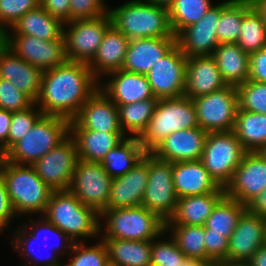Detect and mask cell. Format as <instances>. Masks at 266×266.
<instances>
[{
  "label": "cell",
  "instance_id": "cell-1",
  "mask_svg": "<svg viewBox=\"0 0 266 266\" xmlns=\"http://www.w3.org/2000/svg\"><path fill=\"white\" fill-rule=\"evenodd\" d=\"M98 88L99 81L88 64L67 60L43 71L35 104L44 115L60 116L71 121Z\"/></svg>",
  "mask_w": 266,
  "mask_h": 266
},
{
  "label": "cell",
  "instance_id": "cell-2",
  "mask_svg": "<svg viewBox=\"0 0 266 266\" xmlns=\"http://www.w3.org/2000/svg\"><path fill=\"white\" fill-rule=\"evenodd\" d=\"M19 224L11 231L9 236L12 239L9 241L25 266H57L63 263L74 243L70 237L42 215H38L37 219L28 216ZM53 241L55 243L51 244ZM46 248L45 255L43 251Z\"/></svg>",
  "mask_w": 266,
  "mask_h": 266
},
{
  "label": "cell",
  "instance_id": "cell-3",
  "mask_svg": "<svg viewBox=\"0 0 266 266\" xmlns=\"http://www.w3.org/2000/svg\"><path fill=\"white\" fill-rule=\"evenodd\" d=\"M0 174L18 219L44 214L53 190L44 183L32 166L14 164L2 157Z\"/></svg>",
  "mask_w": 266,
  "mask_h": 266
},
{
  "label": "cell",
  "instance_id": "cell-4",
  "mask_svg": "<svg viewBox=\"0 0 266 266\" xmlns=\"http://www.w3.org/2000/svg\"><path fill=\"white\" fill-rule=\"evenodd\" d=\"M117 7L109 6L112 25L129 40L140 38L176 37L169 11L144 0H125ZM112 7V8H111Z\"/></svg>",
  "mask_w": 266,
  "mask_h": 266
},
{
  "label": "cell",
  "instance_id": "cell-5",
  "mask_svg": "<svg viewBox=\"0 0 266 266\" xmlns=\"http://www.w3.org/2000/svg\"><path fill=\"white\" fill-rule=\"evenodd\" d=\"M42 216L74 242L99 238L100 214L69 190L53 191Z\"/></svg>",
  "mask_w": 266,
  "mask_h": 266
},
{
  "label": "cell",
  "instance_id": "cell-6",
  "mask_svg": "<svg viewBox=\"0 0 266 266\" xmlns=\"http://www.w3.org/2000/svg\"><path fill=\"white\" fill-rule=\"evenodd\" d=\"M99 224L100 238L121 240L152 241L165 230V221L142 205L104 209Z\"/></svg>",
  "mask_w": 266,
  "mask_h": 266
},
{
  "label": "cell",
  "instance_id": "cell-7",
  "mask_svg": "<svg viewBox=\"0 0 266 266\" xmlns=\"http://www.w3.org/2000/svg\"><path fill=\"white\" fill-rule=\"evenodd\" d=\"M199 127L193 100L186 97L158 99L147 128L138 138L144 151L151 153L173 132Z\"/></svg>",
  "mask_w": 266,
  "mask_h": 266
},
{
  "label": "cell",
  "instance_id": "cell-8",
  "mask_svg": "<svg viewBox=\"0 0 266 266\" xmlns=\"http://www.w3.org/2000/svg\"><path fill=\"white\" fill-rule=\"evenodd\" d=\"M70 135V121L43 115L2 157L14 164L32 166Z\"/></svg>",
  "mask_w": 266,
  "mask_h": 266
},
{
  "label": "cell",
  "instance_id": "cell-9",
  "mask_svg": "<svg viewBox=\"0 0 266 266\" xmlns=\"http://www.w3.org/2000/svg\"><path fill=\"white\" fill-rule=\"evenodd\" d=\"M246 153L233 130L208 133L201 161L209 175L225 188Z\"/></svg>",
  "mask_w": 266,
  "mask_h": 266
},
{
  "label": "cell",
  "instance_id": "cell-10",
  "mask_svg": "<svg viewBox=\"0 0 266 266\" xmlns=\"http://www.w3.org/2000/svg\"><path fill=\"white\" fill-rule=\"evenodd\" d=\"M193 103L199 127L207 133L232 131L238 111V93L234 86L196 97Z\"/></svg>",
  "mask_w": 266,
  "mask_h": 266
},
{
  "label": "cell",
  "instance_id": "cell-11",
  "mask_svg": "<svg viewBox=\"0 0 266 266\" xmlns=\"http://www.w3.org/2000/svg\"><path fill=\"white\" fill-rule=\"evenodd\" d=\"M111 25L109 13L93 19L64 23L63 37L67 59L89 64Z\"/></svg>",
  "mask_w": 266,
  "mask_h": 266
},
{
  "label": "cell",
  "instance_id": "cell-12",
  "mask_svg": "<svg viewBox=\"0 0 266 266\" xmlns=\"http://www.w3.org/2000/svg\"><path fill=\"white\" fill-rule=\"evenodd\" d=\"M177 201L173 163L160 160L149 153L148 182L141 205L166 222L173 215Z\"/></svg>",
  "mask_w": 266,
  "mask_h": 266
},
{
  "label": "cell",
  "instance_id": "cell-13",
  "mask_svg": "<svg viewBox=\"0 0 266 266\" xmlns=\"http://www.w3.org/2000/svg\"><path fill=\"white\" fill-rule=\"evenodd\" d=\"M112 181L101 163L79 158L68 190L85 206L101 214L107 206Z\"/></svg>",
  "mask_w": 266,
  "mask_h": 266
},
{
  "label": "cell",
  "instance_id": "cell-14",
  "mask_svg": "<svg viewBox=\"0 0 266 266\" xmlns=\"http://www.w3.org/2000/svg\"><path fill=\"white\" fill-rule=\"evenodd\" d=\"M78 159L74 139L69 135L37 160L32 167L53 191H66L70 187Z\"/></svg>",
  "mask_w": 266,
  "mask_h": 266
},
{
  "label": "cell",
  "instance_id": "cell-15",
  "mask_svg": "<svg viewBox=\"0 0 266 266\" xmlns=\"http://www.w3.org/2000/svg\"><path fill=\"white\" fill-rule=\"evenodd\" d=\"M2 43L29 64L46 71L65 63L64 37L41 40L28 35H2Z\"/></svg>",
  "mask_w": 266,
  "mask_h": 266
},
{
  "label": "cell",
  "instance_id": "cell-16",
  "mask_svg": "<svg viewBox=\"0 0 266 266\" xmlns=\"http://www.w3.org/2000/svg\"><path fill=\"white\" fill-rule=\"evenodd\" d=\"M187 57L176 44L145 75L155 98L184 96Z\"/></svg>",
  "mask_w": 266,
  "mask_h": 266
},
{
  "label": "cell",
  "instance_id": "cell-17",
  "mask_svg": "<svg viewBox=\"0 0 266 266\" xmlns=\"http://www.w3.org/2000/svg\"><path fill=\"white\" fill-rule=\"evenodd\" d=\"M266 188V159L259 152H247L225 187L227 197L247 205Z\"/></svg>",
  "mask_w": 266,
  "mask_h": 266
},
{
  "label": "cell",
  "instance_id": "cell-18",
  "mask_svg": "<svg viewBox=\"0 0 266 266\" xmlns=\"http://www.w3.org/2000/svg\"><path fill=\"white\" fill-rule=\"evenodd\" d=\"M70 130L124 133L119 123L118 107L100 87L70 121Z\"/></svg>",
  "mask_w": 266,
  "mask_h": 266
},
{
  "label": "cell",
  "instance_id": "cell-19",
  "mask_svg": "<svg viewBox=\"0 0 266 266\" xmlns=\"http://www.w3.org/2000/svg\"><path fill=\"white\" fill-rule=\"evenodd\" d=\"M221 16V0L213 4L197 22L183 29L177 36V45L185 56L213 55L219 45L217 25Z\"/></svg>",
  "mask_w": 266,
  "mask_h": 266
},
{
  "label": "cell",
  "instance_id": "cell-20",
  "mask_svg": "<svg viewBox=\"0 0 266 266\" xmlns=\"http://www.w3.org/2000/svg\"><path fill=\"white\" fill-rule=\"evenodd\" d=\"M149 174V153L125 175L113 178L110 196L105 209H121L140 206Z\"/></svg>",
  "mask_w": 266,
  "mask_h": 266
},
{
  "label": "cell",
  "instance_id": "cell-21",
  "mask_svg": "<svg viewBox=\"0 0 266 266\" xmlns=\"http://www.w3.org/2000/svg\"><path fill=\"white\" fill-rule=\"evenodd\" d=\"M266 218L246 210L228 241L227 260L250 261L265 244Z\"/></svg>",
  "mask_w": 266,
  "mask_h": 266
},
{
  "label": "cell",
  "instance_id": "cell-22",
  "mask_svg": "<svg viewBox=\"0 0 266 266\" xmlns=\"http://www.w3.org/2000/svg\"><path fill=\"white\" fill-rule=\"evenodd\" d=\"M207 134L200 127L173 132L151 153L156 158L171 163L201 160Z\"/></svg>",
  "mask_w": 266,
  "mask_h": 266
},
{
  "label": "cell",
  "instance_id": "cell-23",
  "mask_svg": "<svg viewBox=\"0 0 266 266\" xmlns=\"http://www.w3.org/2000/svg\"><path fill=\"white\" fill-rule=\"evenodd\" d=\"M105 78L99 81V87L116 105H126L155 98L150 84L143 74L121 69L110 72Z\"/></svg>",
  "mask_w": 266,
  "mask_h": 266
},
{
  "label": "cell",
  "instance_id": "cell-24",
  "mask_svg": "<svg viewBox=\"0 0 266 266\" xmlns=\"http://www.w3.org/2000/svg\"><path fill=\"white\" fill-rule=\"evenodd\" d=\"M226 86L213 55L187 58L184 96L194 99Z\"/></svg>",
  "mask_w": 266,
  "mask_h": 266
},
{
  "label": "cell",
  "instance_id": "cell-25",
  "mask_svg": "<svg viewBox=\"0 0 266 266\" xmlns=\"http://www.w3.org/2000/svg\"><path fill=\"white\" fill-rule=\"evenodd\" d=\"M176 44V37L131 39L122 70L146 75Z\"/></svg>",
  "mask_w": 266,
  "mask_h": 266
},
{
  "label": "cell",
  "instance_id": "cell-26",
  "mask_svg": "<svg viewBox=\"0 0 266 266\" xmlns=\"http://www.w3.org/2000/svg\"><path fill=\"white\" fill-rule=\"evenodd\" d=\"M43 71L15 55L0 43V78L9 80L34 102L38 99Z\"/></svg>",
  "mask_w": 266,
  "mask_h": 266
},
{
  "label": "cell",
  "instance_id": "cell-27",
  "mask_svg": "<svg viewBox=\"0 0 266 266\" xmlns=\"http://www.w3.org/2000/svg\"><path fill=\"white\" fill-rule=\"evenodd\" d=\"M129 42L130 40L113 25L106 30L94 58L88 64L98 81L110 72L122 69Z\"/></svg>",
  "mask_w": 266,
  "mask_h": 266
},
{
  "label": "cell",
  "instance_id": "cell-28",
  "mask_svg": "<svg viewBox=\"0 0 266 266\" xmlns=\"http://www.w3.org/2000/svg\"><path fill=\"white\" fill-rule=\"evenodd\" d=\"M173 184L178 199L212 193L220 187L201 160L173 163Z\"/></svg>",
  "mask_w": 266,
  "mask_h": 266
},
{
  "label": "cell",
  "instance_id": "cell-29",
  "mask_svg": "<svg viewBox=\"0 0 266 266\" xmlns=\"http://www.w3.org/2000/svg\"><path fill=\"white\" fill-rule=\"evenodd\" d=\"M225 188L215 192L179 198L173 215L165 225L204 226L217 203L225 196Z\"/></svg>",
  "mask_w": 266,
  "mask_h": 266
},
{
  "label": "cell",
  "instance_id": "cell-30",
  "mask_svg": "<svg viewBox=\"0 0 266 266\" xmlns=\"http://www.w3.org/2000/svg\"><path fill=\"white\" fill-rule=\"evenodd\" d=\"M64 23L51 16L41 5L24 14L3 35H28L41 40H56L63 36Z\"/></svg>",
  "mask_w": 266,
  "mask_h": 266
},
{
  "label": "cell",
  "instance_id": "cell-31",
  "mask_svg": "<svg viewBox=\"0 0 266 266\" xmlns=\"http://www.w3.org/2000/svg\"><path fill=\"white\" fill-rule=\"evenodd\" d=\"M78 157L85 161L101 163L106 154L125 138L124 133H108L92 130H70Z\"/></svg>",
  "mask_w": 266,
  "mask_h": 266
},
{
  "label": "cell",
  "instance_id": "cell-32",
  "mask_svg": "<svg viewBox=\"0 0 266 266\" xmlns=\"http://www.w3.org/2000/svg\"><path fill=\"white\" fill-rule=\"evenodd\" d=\"M222 79L227 85L237 87L248 80L249 58L237 43L219 44L213 53Z\"/></svg>",
  "mask_w": 266,
  "mask_h": 266
},
{
  "label": "cell",
  "instance_id": "cell-33",
  "mask_svg": "<svg viewBox=\"0 0 266 266\" xmlns=\"http://www.w3.org/2000/svg\"><path fill=\"white\" fill-rule=\"evenodd\" d=\"M111 263L117 266H151L152 241L101 238Z\"/></svg>",
  "mask_w": 266,
  "mask_h": 266
},
{
  "label": "cell",
  "instance_id": "cell-34",
  "mask_svg": "<svg viewBox=\"0 0 266 266\" xmlns=\"http://www.w3.org/2000/svg\"><path fill=\"white\" fill-rule=\"evenodd\" d=\"M145 154L138 138L126 137L106 154L101 164L108 175L115 178L125 175Z\"/></svg>",
  "mask_w": 266,
  "mask_h": 266
},
{
  "label": "cell",
  "instance_id": "cell-35",
  "mask_svg": "<svg viewBox=\"0 0 266 266\" xmlns=\"http://www.w3.org/2000/svg\"><path fill=\"white\" fill-rule=\"evenodd\" d=\"M233 131L247 152H258L266 144V114L238 108Z\"/></svg>",
  "mask_w": 266,
  "mask_h": 266
},
{
  "label": "cell",
  "instance_id": "cell-36",
  "mask_svg": "<svg viewBox=\"0 0 266 266\" xmlns=\"http://www.w3.org/2000/svg\"><path fill=\"white\" fill-rule=\"evenodd\" d=\"M157 98L116 105L119 111V123L126 137L139 138L152 118Z\"/></svg>",
  "mask_w": 266,
  "mask_h": 266
},
{
  "label": "cell",
  "instance_id": "cell-37",
  "mask_svg": "<svg viewBox=\"0 0 266 266\" xmlns=\"http://www.w3.org/2000/svg\"><path fill=\"white\" fill-rule=\"evenodd\" d=\"M251 7L250 0L221 1V16L216 30L219 44L237 43L243 15Z\"/></svg>",
  "mask_w": 266,
  "mask_h": 266
},
{
  "label": "cell",
  "instance_id": "cell-38",
  "mask_svg": "<svg viewBox=\"0 0 266 266\" xmlns=\"http://www.w3.org/2000/svg\"><path fill=\"white\" fill-rule=\"evenodd\" d=\"M246 210V205L225 195L207 218L204 227L210 229V233L221 234L229 239Z\"/></svg>",
  "mask_w": 266,
  "mask_h": 266
},
{
  "label": "cell",
  "instance_id": "cell-39",
  "mask_svg": "<svg viewBox=\"0 0 266 266\" xmlns=\"http://www.w3.org/2000/svg\"><path fill=\"white\" fill-rule=\"evenodd\" d=\"M178 248L190 260L207 259L205 249V227L189 225H165Z\"/></svg>",
  "mask_w": 266,
  "mask_h": 266
},
{
  "label": "cell",
  "instance_id": "cell-40",
  "mask_svg": "<svg viewBox=\"0 0 266 266\" xmlns=\"http://www.w3.org/2000/svg\"><path fill=\"white\" fill-rule=\"evenodd\" d=\"M214 0H174L168 8L170 24L175 36L183 29L197 23L215 4Z\"/></svg>",
  "mask_w": 266,
  "mask_h": 266
},
{
  "label": "cell",
  "instance_id": "cell-41",
  "mask_svg": "<svg viewBox=\"0 0 266 266\" xmlns=\"http://www.w3.org/2000/svg\"><path fill=\"white\" fill-rule=\"evenodd\" d=\"M237 45L249 55L266 47V24L253 7L243 15Z\"/></svg>",
  "mask_w": 266,
  "mask_h": 266
},
{
  "label": "cell",
  "instance_id": "cell-42",
  "mask_svg": "<svg viewBox=\"0 0 266 266\" xmlns=\"http://www.w3.org/2000/svg\"><path fill=\"white\" fill-rule=\"evenodd\" d=\"M108 262L107 247L100 237L96 242H74L69 254L63 259L65 266H105Z\"/></svg>",
  "mask_w": 266,
  "mask_h": 266
},
{
  "label": "cell",
  "instance_id": "cell-43",
  "mask_svg": "<svg viewBox=\"0 0 266 266\" xmlns=\"http://www.w3.org/2000/svg\"><path fill=\"white\" fill-rule=\"evenodd\" d=\"M186 260L187 257L166 229L152 240L151 266H181Z\"/></svg>",
  "mask_w": 266,
  "mask_h": 266
},
{
  "label": "cell",
  "instance_id": "cell-44",
  "mask_svg": "<svg viewBox=\"0 0 266 266\" xmlns=\"http://www.w3.org/2000/svg\"><path fill=\"white\" fill-rule=\"evenodd\" d=\"M236 89L239 109L266 114V83L247 80Z\"/></svg>",
  "mask_w": 266,
  "mask_h": 266
},
{
  "label": "cell",
  "instance_id": "cell-45",
  "mask_svg": "<svg viewBox=\"0 0 266 266\" xmlns=\"http://www.w3.org/2000/svg\"><path fill=\"white\" fill-rule=\"evenodd\" d=\"M43 115V112L35 103L26 110L12 112L8 135V150L25 136Z\"/></svg>",
  "mask_w": 266,
  "mask_h": 266
},
{
  "label": "cell",
  "instance_id": "cell-46",
  "mask_svg": "<svg viewBox=\"0 0 266 266\" xmlns=\"http://www.w3.org/2000/svg\"><path fill=\"white\" fill-rule=\"evenodd\" d=\"M40 0H0V35H3L27 12L37 8Z\"/></svg>",
  "mask_w": 266,
  "mask_h": 266
},
{
  "label": "cell",
  "instance_id": "cell-47",
  "mask_svg": "<svg viewBox=\"0 0 266 266\" xmlns=\"http://www.w3.org/2000/svg\"><path fill=\"white\" fill-rule=\"evenodd\" d=\"M35 102L9 80L0 78V109L11 112L23 111Z\"/></svg>",
  "mask_w": 266,
  "mask_h": 266
},
{
  "label": "cell",
  "instance_id": "cell-48",
  "mask_svg": "<svg viewBox=\"0 0 266 266\" xmlns=\"http://www.w3.org/2000/svg\"><path fill=\"white\" fill-rule=\"evenodd\" d=\"M106 0H70V22L93 19L108 14Z\"/></svg>",
  "mask_w": 266,
  "mask_h": 266
},
{
  "label": "cell",
  "instance_id": "cell-49",
  "mask_svg": "<svg viewBox=\"0 0 266 266\" xmlns=\"http://www.w3.org/2000/svg\"><path fill=\"white\" fill-rule=\"evenodd\" d=\"M229 239L217 233H210V229H205V249L207 259L218 262L227 260Z\"/></svg>",
  "mask_w": 266,
  "mask_h": 266
},
{
  "label": "cell",
  "instance_id": "cell-50",
  "mask_svg": "<svg viewBox=\"0 0 266 266\" xmlns=\"http://www.w3.org/2000/svg\"><path fill=\"white\" fill-rule=\"evenodd\" d=\"M15 218L17 220L18 217L13 211L4 179L0 174V236L7 229L8 231L13 230L11 224Z\"/></svg>",
  "mask_w": 266,
  "mask_h": 266
},
{
  "label": "cell",
  "instance_id": "cell-51",
  "mask_svg": "<svg viewBox=\"0 0 266 266\" xmlns=\"http://www.w3.org/2000/svg\"><path fill=\"white\" fill-rule=\"evenodd\" d=\"M248 80L266 83V47L250 54Z\"/></svg>",
  "mask_w": 266,
  "mask_h": 266
},
{
  "label": "cell",
  "instance_id": "cell-52",
  "mask_svg": "<svg viewBox=\"0 0 266 266\" xmlns=\"http://www.w3.org/2000/svg\"><path fill=\"white\" fill-rule=\"evenodd\" d=\"M40 5L63 23L70 22V0H40Z\"/></svg>",
  "mask_w": 266,
  "mask_h": 266
},
{
  "label": "cell",
  "instance_id": "cell-53",
  "mask_svg": "<svg viewBox=\"0 0 266 266\" xmlns=\"http://www.w3.org/2000/svg\"><path fill=\"white\" fill-rule=\"evenodd\" d=\"M12 112L0 109V154L3 156L8 151V135Z\"/></svg>",
  "mask_w": 266,
  "mask_h": 266
},
{
  "label": "cell",
  "instance_id": "cell-54",
  "mask_svg": "<svg viewBox=\"0 0 266 266\" xmlns=\"http://www.w3.org/2000/svg\"><path fill=\"white\" fill-rule=\"evenodd\" d=\"M246 207L250 213L266 218V188L254 197Z\"/></svg>",
  "mask_w": 266,
  "mask_h": 266
},
{
  "label": "cell",
  "instance_id": "cell-55",
  "mask_svg": "<svg viewBox=\"0 0 266 266\" xmlns=\"http://www.w3.org/2000/svg\"><path fill=\"white\" fill-rule=\"evenodd\" d=\"M249 262L252 266H266V244L255 252Z\"/></svg>",
  "mask_w": 266,
  "mask_h": 266
},
{
  "label": "cell",
  "instance_id": "cell-56",
  "mask_svg": "<svg viewBox=\"0 0 266 266\" xmlns=\"http://www.w3.org/2000/svg\"><path fill=\"white\" fill-rule=\"evenodd\" d=\"M252 7L266 24V0H250Z\"/></svg>",
  "mask_w": 266,
  "mask_h": 266
},
{
  "label": "cell",
  "instance_id": "cell-57",
  "mask_svg": "<svg viewBox=\"0 0 266 266\" xmlns=\"http://www.w3.org/2000/svg\"><path fill=\"white\" fill-rule=\"evenodd\" d=\"M190 266H220V262L211 259L190 260Z\"/></svg>",
  "mask_w": 266,
  "mask_h": 266
},
{
  "label": "cell",
  "instance_id": "cell-58",
  "mask_svg": "<svg viewBox=\"0 0 266 266\" xmlns=\"http://www.w3.org/2000/svg\"><path fill=\"white\" fill-rule=\"evenodd\" d=\"M220 266H252L249 261H230L224 260L220 262Z\"/></svg>",
  "mask_w": 266,
  "mask_h": 266
},
{
  "label": "cell",
  "instance_id": "cell-59",
  "mask_svg": "<svg viewBox=\"0 0 266 266\" xmlns=\"http://www.w3.org/2000/svg\"><path fill=\"white\" fill-rule=\"evenodd\" d=\"M144 1L149 2V3L153 4V5H157V6L165 7V8H167V9H168V8L173 4V2H174V0H144Z\"/></svg>",
  "mask_w": 266,
  "mask_h": 266
},
{
  "label": "cell",
  "instance_id": "cell-60",
  "mask_svg": "<svg viewBox=\"0 0 266 266\" xmlns=\"http://www.w3.org/2000/svg\"><path fill=\"white\" fill-rule=\"evenodd\" d=\"M258 152L266 159V144Z\"/></svg>",
  "mask_w": 266,
  "mask_h": 266
},
{
  "label": "cell",
  "instance_id": "cell-61",
  "mask_svg": "<svg viewBox=\"0 0 266 266\" xmlns=\"http://www.w3.org/2000/svg\"><path fill=\"white\" fill-rule=\"evenodd\" d=\"M181 266H190V259H187Z\"/></svg>",
  "mask_w": 266,
  "mask_h": 266
},
{
  "label": "cell",
  "instance_id": "cell-62",
  "mask_svg": "<svg viewBox=\"0 0 266 266\" xmlns=\"http://www.w3.org/2000/svg\"><path fill=\"white\" fill-rule=\"evenodd\" d=\"M105 266H117V265H114L113 263H111V262L109 261Z\"/></svg>",
  "mask_w": 266,
  "mask_h": 266
},
{
  "label": "cell",
  "instance_id": "cell-63",
  "mask_svg": "<svg viewBox=\"0 0 266 266\" xmlns=\"http://www.w3.org/2000/svg\"><path fill=\"white\" fill-rule=\"evenodd\" d=\"M265 244H266V227H265Z\"/></svg>",
  "mask_w": 266,
  "mask_h": 266
}]
</instances>
